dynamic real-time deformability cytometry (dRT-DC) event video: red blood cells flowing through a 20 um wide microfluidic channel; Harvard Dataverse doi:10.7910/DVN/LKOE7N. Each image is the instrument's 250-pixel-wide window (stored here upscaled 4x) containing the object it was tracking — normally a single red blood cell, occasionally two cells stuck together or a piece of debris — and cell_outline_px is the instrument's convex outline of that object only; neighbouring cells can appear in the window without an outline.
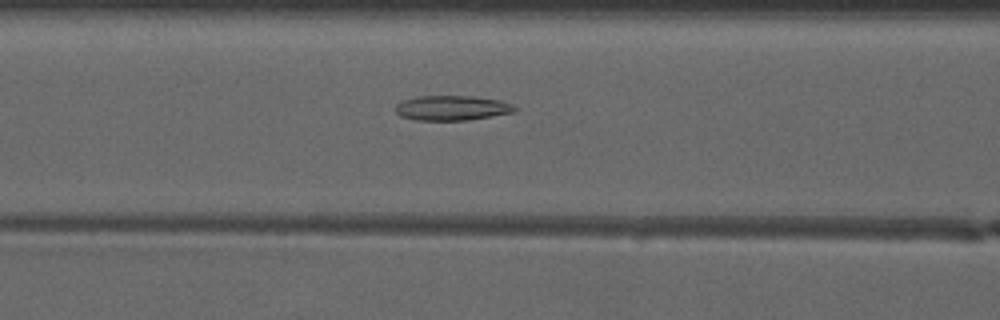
{"species": "common noctule bat (a hibernating species)", "species_latin": "Nyctalus noctula", "temperature_condition": "warm", "stored_images_in_passage": 35, "camera_frame_rate_fps": 3000, "um_per_image_px": 0.085, "animal": {"sex": "male", "forearm_length_mm": 52.5}, "frame": {"image": 1, "passage_image": 11, "time_ms": 3.333, "image_size_px": [1000, 320], "cell_outline_px": [[516, 112], [468, 120], [416, 120], [400, 116], [396, 112], [396, 104], [404, 100], [416, 96], [472, 96], [500, 100], [512, 104], [516, 108]], "centroid_in_image_um": [38.42, 9.17], "position_along_channel_um": 128.2, "area_um2": 17.28}}
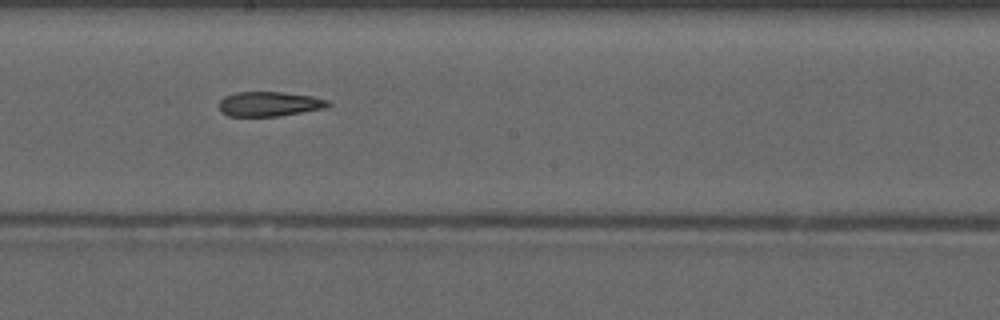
{"frame": {"image": 2, "passage_image": 18, "time_ms": 5.667, "image_size_px": [1000, 320], "cell_outline_px": [[332, 104], [328, 108], [276, 116], [228, 116], [220, 112], [220, 100], [224, 96], [236, 92], [284, 92], [312, 96], [328, 100]], "centroid_in_image_um": [22.91, 8.83], "position_along_channel_um": 225.3, "area_um2": 15.78}}
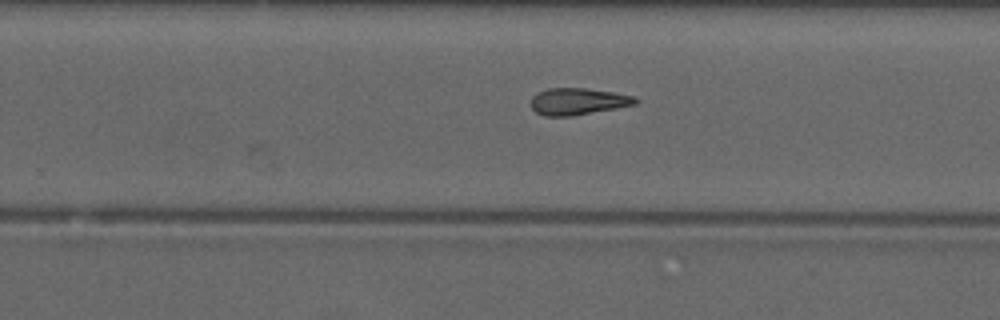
{"frame": {"image": 3, "passage_image": 22, "time_ms": 7.0, "image_size_px": [1000, 320], "cell_outline_px": [[636, 104], [616, 108], [572, 116], [544, 116], [536, 112], [532, 108], [532, 96], [548, 88], [584, 88], [612, 92], [632, 96], [636, 100]], "centroid_in_image_um": [49.09, 8.63], "position_along_channel_um": 280.7, "area_um2": 16.01}, "authors_computed_cell_mechanics": {"area_um2": 16.5308, "velocity_mm_per_s": 4.1779, "shape_relaxation_time_tau1_ms": null, "shape_relaxation_time_tau2_ms": 5.3323, "deformation_change_tau1": null, "deformation_change_tau2": 0.1209}}